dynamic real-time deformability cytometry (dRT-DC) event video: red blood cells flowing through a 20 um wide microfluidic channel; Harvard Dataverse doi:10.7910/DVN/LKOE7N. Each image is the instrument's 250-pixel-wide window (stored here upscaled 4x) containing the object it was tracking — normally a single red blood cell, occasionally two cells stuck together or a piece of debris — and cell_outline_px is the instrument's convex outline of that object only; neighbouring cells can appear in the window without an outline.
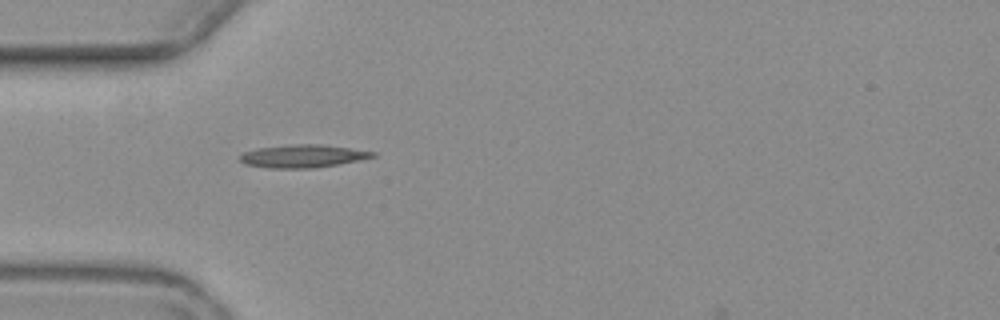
{"species": "common noctule bat (a hibernating species)", "species_latin": "Nyctalus noctula", "temperature_condition": "warm", "stored_images_in_passage": 1, "camera_frame_rate_fps": 3000, "um_per_image_px": 0.085, "animal": {"sex": "female", "body_mass_g": 19.3, "forearm_length_mm": 54.1}, "frame": {"image": 1, "passage_image": 1, "time_ms": 0.0, "image_size_px": [1000, 320], "cell_outline_px": [[376, 156], [336, 164], [312, 168], [268, 168], [244, 164], [240, 160], [240, 156], [244, 152], [256, 148], [292, 144], [324, 144], [376, 152]], "centroid_in_image_um": [25.69, 13.26], "position_along_channel_um": 59.3, "area_um2": 17.57}}